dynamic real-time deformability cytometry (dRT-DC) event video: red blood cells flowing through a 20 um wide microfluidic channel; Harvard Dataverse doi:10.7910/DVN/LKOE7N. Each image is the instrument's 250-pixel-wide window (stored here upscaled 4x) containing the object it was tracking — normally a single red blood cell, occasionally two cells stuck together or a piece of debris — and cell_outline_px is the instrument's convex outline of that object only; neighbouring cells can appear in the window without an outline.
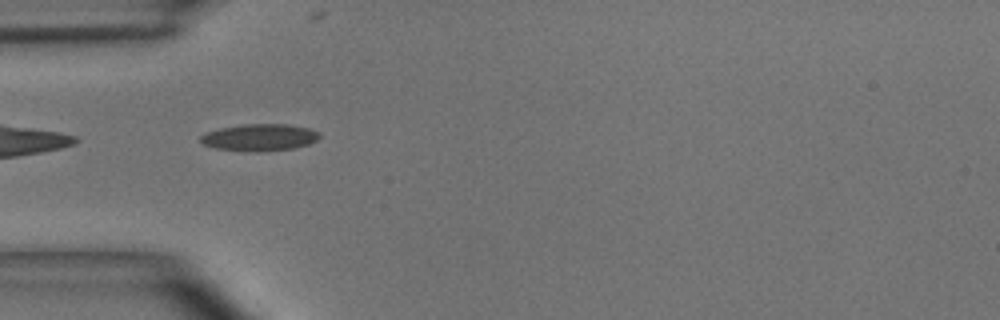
{"species": "common noctule bat (a hibernating species)", "species_latin": "Nyctalus noctula", "temperature_condition": "room temperature", "stored_images_in_passage": 36, "camera_frame_rate_fps": 3000, "um_per_image_px": 0.085, "animal": {"sex": "male", "body_mass_g": 15.6}, "frame": {"image": 1, "passage_image": 1, "time_ms": 0.0, "image_size_px": [1000, 320], "cell_outline_px": [[320, 136], [316, 140], [308, 144], [292, 148], [260, 152], [248, 152], [216, 148], [204, 144], [200, 140], [200, 136], [204, 132], [220, 128], [244, 124], [288, 124], [308, 128], [320, 132]], "centroid_in_image_um": [22.05, 11.68], "position_along_channel_um": 63.0, "area_um2": 18.73}}
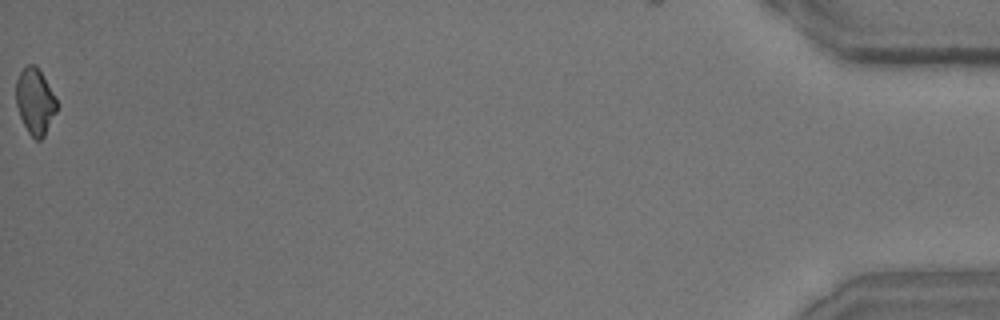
{"frame": {"image": 2, "passage_image": 36, "time_ms": 11.667, "image_size_px": [1000, 320], "cell_outline_px": [[56, 112], [44, 136], [40, 140], [36, 140], [28, 132], [20, 116], [16, 104], [16, 80], [20, 72], [28, 64], [36, 64], [56, 100]], "centroid_in_image_um": [2.96, 8.62], "position_along_channel_um": 432.2, "area_um2": 15.32}, "authors_computed_cell_mechanics": {"area_um2": 16.7042, "velocity_mm_per_s": 3.9932, "shape_relaxation_time_tau1_ms": 8.7216, "shape_relaxation_time_tau2_ms": 4.2373, "deformation_change_tau1": 0.1866, "deformation_change_tau2": 0.1326}}